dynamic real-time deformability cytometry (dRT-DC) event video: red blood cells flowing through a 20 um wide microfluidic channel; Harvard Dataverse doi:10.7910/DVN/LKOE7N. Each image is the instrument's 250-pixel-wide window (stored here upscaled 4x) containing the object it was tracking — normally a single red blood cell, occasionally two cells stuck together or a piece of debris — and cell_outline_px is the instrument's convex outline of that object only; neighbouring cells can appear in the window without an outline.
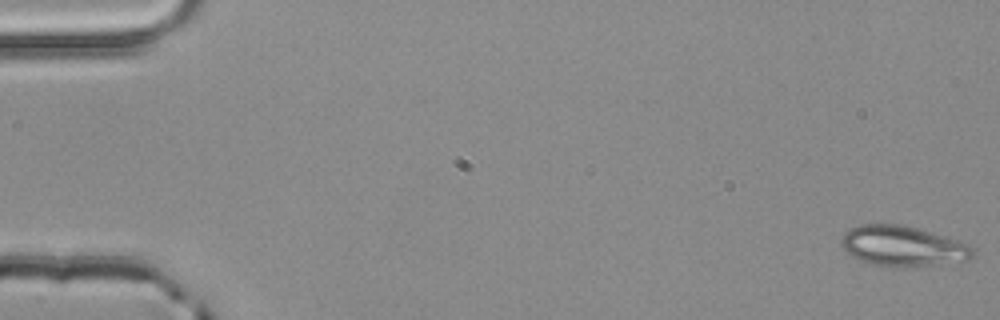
{"species": "common noctule bat (a hibernating species)", "species_latin": "Nyctalus noctula", "temperature_condition": "room temperature", "stored_images_in_passage": 4, "camera_frame_rate_fps": 3000, "um_per_image_px": 0.085, "animal": {"sex": "male", "body_mass_g": 20.4}, "frame": {"image": 1, "passage_image": 1, "time_ms": 0.0, "image_size_px": [1000, 320], "cell_outline_px": [[976, 256], [968, 260], [940, 264], [904, 268], [892, 268], [860, 260], [852, 256], [840, 244], [844, 232], [848, 228], [860, 224], [900, 224], [916, 228], [956, 240], [968, 244], [976, 248]], "centroid_in_image_um": [76.76, 20.93], "position_along_channel_um": 8.2, "area_um2": 31.15}}